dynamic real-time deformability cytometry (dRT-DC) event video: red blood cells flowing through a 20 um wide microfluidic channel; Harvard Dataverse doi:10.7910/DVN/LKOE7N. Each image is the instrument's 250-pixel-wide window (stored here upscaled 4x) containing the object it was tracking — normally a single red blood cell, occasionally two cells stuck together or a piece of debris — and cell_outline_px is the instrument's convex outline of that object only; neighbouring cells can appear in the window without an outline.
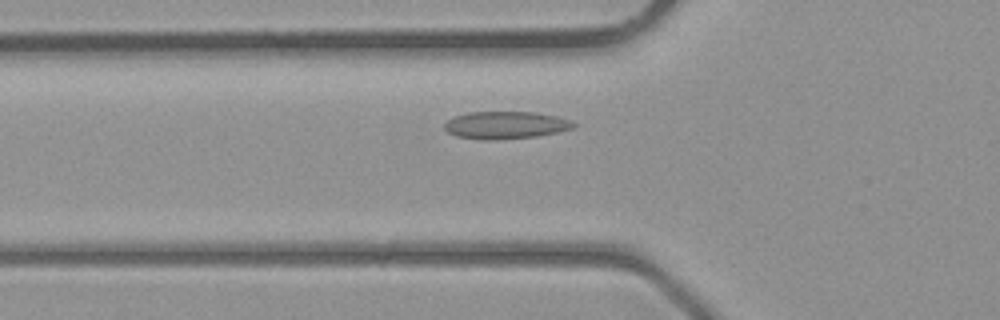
{"species": "common noctule bat (a hibernating species)", "species_latin": "Nyctalus noctula", "temperature_condition": "room temperature", "stored_images_in_passage": 31, "camera_frame_rate_fps": 3000, "um_per_image_px": 0.085, "animal": {"sex": "male", "body_mass_g": 23.1, "forearm_length_mm": 52.7}, "frame": {"image": 1, "passage_image": 4, "time_ms": 1.0, "image_size_px": [1000, 320], "cell_outline_px": [[580, 124], [572, 128], [556, 132], [536, 136], [500, 140], [480, 140], [456, 136], [448, 132], [444, 128], [444, 124], [452, 116], [468, 112], [536, 112], [556, 116], [572, 120]], "centroid_in_image_um": [42.97, 10.63], "position_along_channel_um": 82.8, "area_um2": 20.92}}
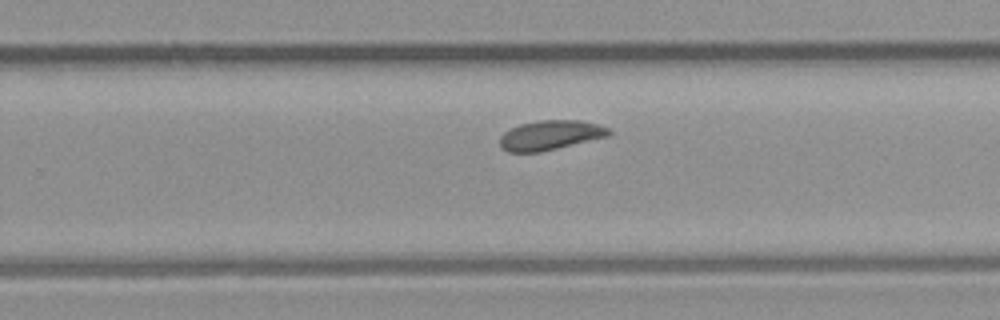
{"frame": {"image": 2, "passage_image": 16, "time_ms": 5.0, "image_size_px": [1000, 320], "cell_outline_px": [[612, 132], [608, 136], [540, 152], [508, 152], [500, 148], [500, 136], [504, 132], [520, 124], [540, 120], [580, 120], [600, 124], [608, 128]], "centroid_in_image_um": [46.77, 11.48], "position_along_channel_um": 283.0, "area_um2": 18.79}}
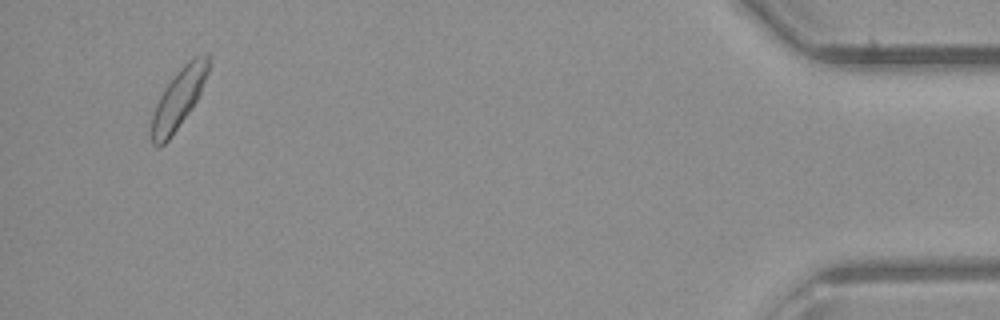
{"frame": {"image": 3, "passage_image": 29, "time_ms": 9.333, "image_size_px": [1000, 320], "cell_outline_px": [[208, 72], [200, 92], [196, 100], [188, 112], [168, 140], [160, 148], [156, 148], [152, 144], [152, 116], [156, 104], [164, 88], [180, 68], [192, 56], [208, 52]], "centroid_in_image_um": [15.17, 8.36], "position_along_channel_um": 420.0, "area_um2": 19.31}}